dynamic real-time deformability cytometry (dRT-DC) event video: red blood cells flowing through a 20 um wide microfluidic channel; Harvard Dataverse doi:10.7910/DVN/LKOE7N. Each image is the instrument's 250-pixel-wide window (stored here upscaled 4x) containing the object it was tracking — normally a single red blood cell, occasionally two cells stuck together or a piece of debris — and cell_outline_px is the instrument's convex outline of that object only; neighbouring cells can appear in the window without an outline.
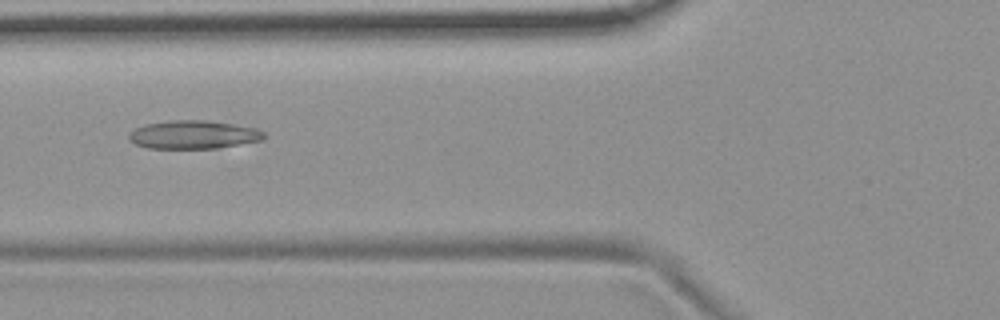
{"species": "common noctule bat (a hibernating species)", "species_latin": "Nyctalus noctula", "temperature_condition": "room temperature", "stored_images_in_passage": 54, "camera_frame_rate_fps": 3000, "um_per_image_px": 0.085, "animal": {"sex": "female", "body_mass_g": 19.9}, "frame": {"image": 1, "passage_image": 21, "time_ms": 6.667, "image_size_px": [1000, 320], "cell_outline_px": [[264, 140], [216, 148], [148, 148], [136, 144], [128, 140], [128, 132], [144, 124], [168, 120], [208, 120], [256, 128], [264, 132]], "centroid_in_image_um": [16.41, 11.44], "position_along_channel_um": 109.4, "area_um2": 22.37}}
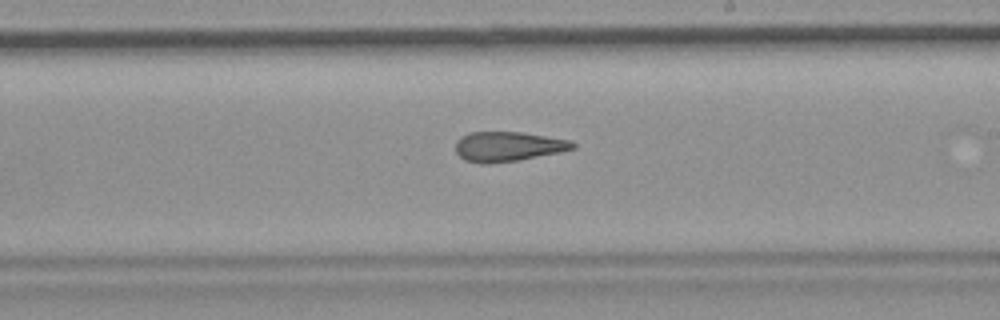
{"frame": {"image": 2, "passage_image": 32, "time_ms": 10.333, "image_size_px": [1000, 320], "cell_outline_px": [[576, 148], [560, 152], [516, 160], [488, 164], [480, 164], [464, 160], [456, 152], [456, 140], [460, 136], [468, 132], [520, 132], [572, 140], [576, 144]], "centroid_in_image_um": [43.16, 12.45], "position_along_channel_um": 245.8, "area_um2": 20.4}}
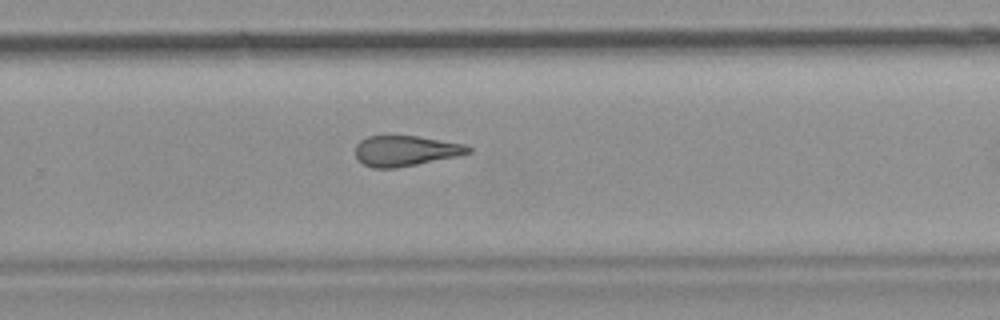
{"frame": {"image": 3, "passage_image": 36, "time_ms": 11.667, "image_size_px": [1000, 320], "cell_outline_px": [[472, 152], [456, 156], [396, 168], [372, 168], [364, 164], [356, 156], [356, 144], [360, 140], [368, 136], [416, 136], [464, 144], [472, 148]], "centroid_in_image_um": [34.46, 12.82], "position_along_channel_um": 295.3, "area_um2": 19.77}, "authors_computed_cell_mechanics": {"area_um2": 22.1085, "velocity_mm_per_s": 3.7259, "shape_relaxation_time_tau1_ms": null, "shape_relaxation_time_tau2_ms": 3.5054, "deformation_change_tau1": null, "deformation_change_tau2": 0.1361}}